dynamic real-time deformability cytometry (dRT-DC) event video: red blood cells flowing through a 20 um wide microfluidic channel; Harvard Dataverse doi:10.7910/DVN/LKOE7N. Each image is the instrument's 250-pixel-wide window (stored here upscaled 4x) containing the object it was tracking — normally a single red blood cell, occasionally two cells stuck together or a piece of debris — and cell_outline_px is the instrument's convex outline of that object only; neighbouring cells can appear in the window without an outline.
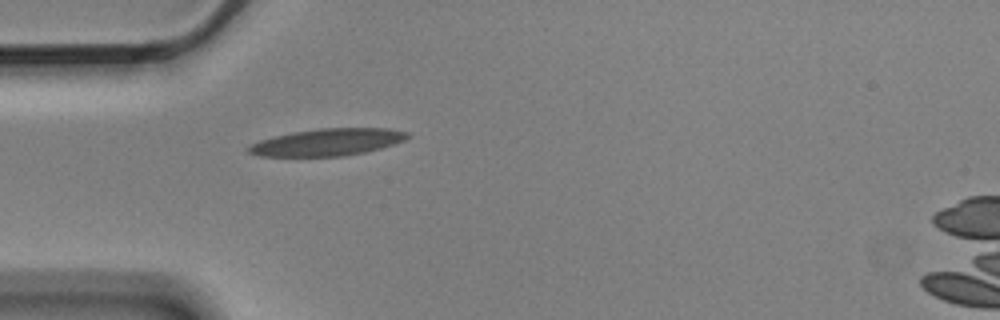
{"species": "Egyptian fruit bat (a non-hibernating species)", "species_latin": "Rousettus aegyptiacus", "temperature_condition": "cold", "stored_images_in_passage": 3, "camera_frame_rate_fps": 3000, "um_per_image_px": 0.085, "animal": {"sex": "male"}, "frame": {"image": 1, "passage_image": 2, "time_ms": 0.333, "image_size_px": [1000, 320], "cell_outline_px": [[408, 136], [404, 140], [380, 148], [364, 152], [344, 156], [260, 156], [248, 152], [244, 148], [260, 140], [276, 136], [296, 132], [320, 128], [388, 128], [408, 132]], "centroid_in_image_um": [27.82, 12.09], "position_along_channel_um": 57.2, "area_um2": 24.74}}